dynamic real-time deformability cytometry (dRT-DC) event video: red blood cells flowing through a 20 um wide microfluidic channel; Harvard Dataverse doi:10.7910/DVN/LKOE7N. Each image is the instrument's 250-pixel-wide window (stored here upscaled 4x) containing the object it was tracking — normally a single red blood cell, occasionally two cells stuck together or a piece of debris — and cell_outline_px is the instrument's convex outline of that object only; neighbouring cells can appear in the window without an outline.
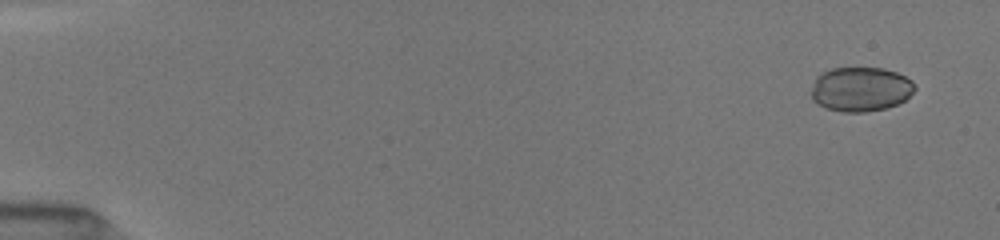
{"species": "common noctule bat (a hibernating species)", "species_latin": "Nyctalus noctula", "temperature_condition": "room temperature", "stored_images_in_passage": 6, "camera_frame_rate_fps": 3000, "um_per_image_px": 0.085, "animal": {"sex": "female", "body_mass_g": 19.5, "forearm_length_mm": 54.1}, "frame": {"image": 1, "passage_image": 1, "time_ms": 0.0, "image_size_px": [1000, 240], "cell_outline_px": [[916, 88], [904, 100], [896, 104], [884, 108], [864, 112], [840, 112], [816, 104], [812, 100], [812, 88], [816, 76], [832, 68], [884, 68], [896, 72], [912, 80]], "centroid_in_image_um": [73.14, 7.58], "position_along_channel_um": 11.9, "area_um2": 26.7}}
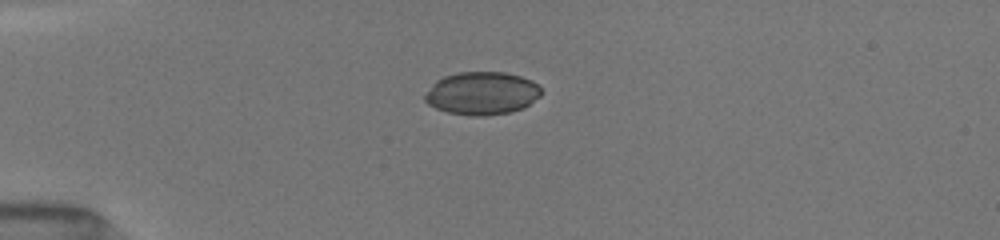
{"frame": {"image": 2, "passage_image": 5, "time_ms": 3.667, "image_size_px": [1000, 240], "cell_outline_px": [[544, 92], [540, 96], [524, 108], [512, 112], [484, 116], [468, 116], [448, 112], [436, 108], [428, 104], [424, 100], [424, 96], [432, 84], [436, 80], [444, 76], [460, 72], [504, 72], [520, 76], [532, 80]], "centroid_in_image_um": [40.98, 7.94], "position_along_channel_um": 44.0, "area_um2": 29.3}}